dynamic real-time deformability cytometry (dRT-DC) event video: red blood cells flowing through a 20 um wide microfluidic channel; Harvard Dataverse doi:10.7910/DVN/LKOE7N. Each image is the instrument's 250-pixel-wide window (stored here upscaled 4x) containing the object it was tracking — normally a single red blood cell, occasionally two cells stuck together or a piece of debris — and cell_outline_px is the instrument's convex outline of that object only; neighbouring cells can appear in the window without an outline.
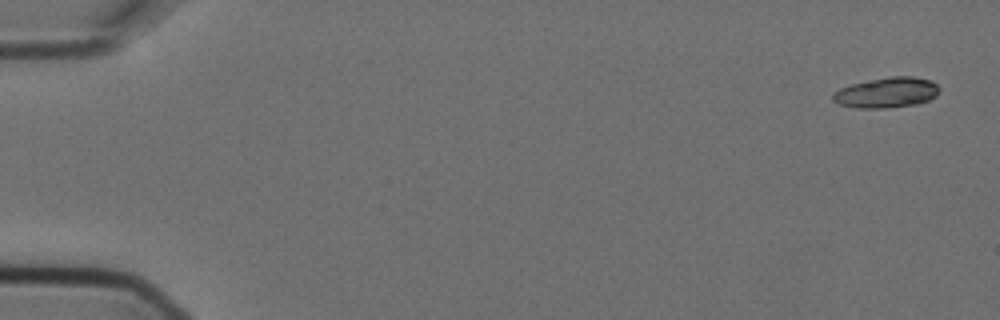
{"species": "Egyptian fruit bat (a non-hibernating species)", "species_latin": "Rousettus aegyptiacus", "temperature_condition": "cold", "stored_images_in_passage": 4, "camera_frame_rate_fps": 3000, "um_per_image_px": 0.085, "animal": {"sex": "female"}, "frame": {"image": 1, "passage_image": 1, "time_ms": 0.0, "image_size_px": [1000, 320], "cell_outline_px": [[940, 88], [936, 96], [928, 100], [916, 104], [888, 108], [856, 108], [836, 104], [832, 100], [832, 92], [840, 88], [852, 84], [892, 76], [912, 76], [932, 80]], "centroid_in_image_um": [75.35, 7.88], "position_along_channel_um": 9.7, "area_um2": 18.96}}